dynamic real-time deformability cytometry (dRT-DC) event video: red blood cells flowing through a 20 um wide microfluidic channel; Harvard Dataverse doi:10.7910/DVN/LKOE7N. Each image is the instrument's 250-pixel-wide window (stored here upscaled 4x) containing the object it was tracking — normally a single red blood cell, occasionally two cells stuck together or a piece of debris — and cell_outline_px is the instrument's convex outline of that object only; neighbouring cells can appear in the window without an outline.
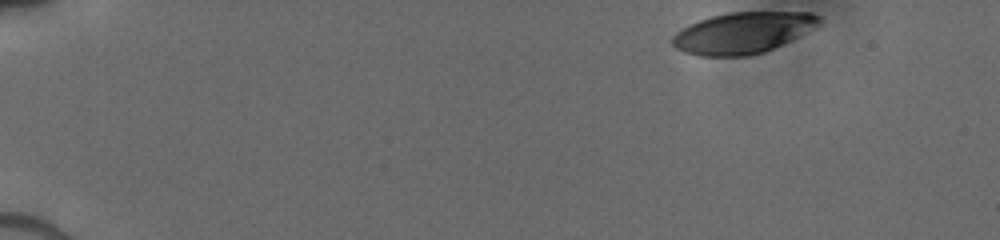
{"species": "human", "species_latin": "Homo sapiens", "temperature_condition": "cold", "stored_images_in_passage": 52, "camera_frame_rate_fps": 3000, "um_per_image_px": 0.085, "donor": {"sex": "male"}, "frame": {"image": 1, "passage_image": 1, "time_ms": 0.0, "image_size_px": [1000, 240], "cell_outline_px": [[820, 24], [816, 28], [764, 52], [748, 56], [700, 56], [684, 52], [676, 48], [672, 44], [672, 36], [680, 28], [688, 24], [712, 16], [728, 12], [812, 12], [820, 16]], "centroid_in_image_um": [63.13, 2.78], "position_along_channel_um": 21.9, "area_um2": 35.37}}
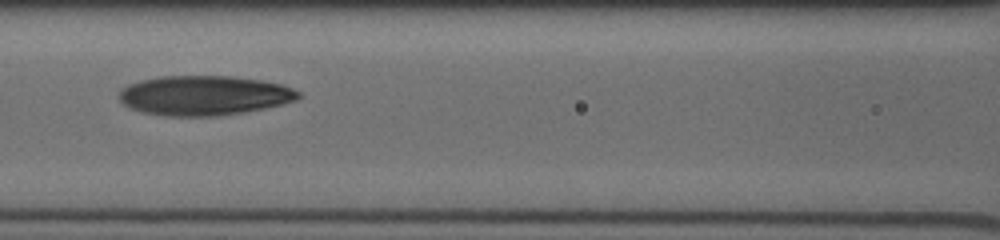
{"frame": {"image": 2, "passage_image": 30, "time_ms": 6.333, "image_size_px": [1000, 240], "cell_outline_px": [[300, 96], [296, 100], [264, 108], [244, 112], [216, 116], [168, 116], [144, 112], [132, 108], [124, 104], [120, 100], [120, 88], [128, 84], [140, 80], [160, 76], [232, 76], [264, 80], [280, 84], [292, 88], [300, 92]], "centroid_in_image_um": [17.35, 8.1], "position_along_channel_um": 149.3, "area_um2": 41.38}}
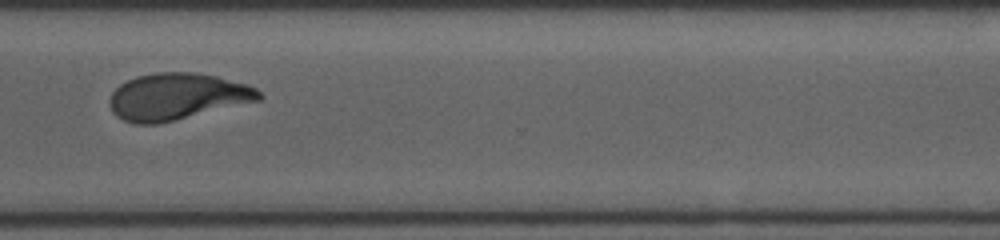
{"frame": {"image": 3, "passage_image": 51, "time_ms": 11.333, "image_size_px": [1000, 240], "cell_outline_px": [[264, 96], [260, 100], [156, 124], [136, 124], [124, 120], [116, 116], [112, 112], [108, 100], [112, 92], [120, 84], [136, 76], [156, 72], [196, 72], [216, 76], [248, 84], [256, 88]], "centroid_in_image_um": [15.04, 8.19], "position_along_channel_um": 355.6, "area_um2": 40.58}}